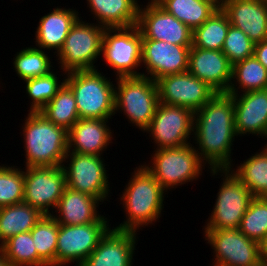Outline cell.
<instances>
[{
    "label": "cell",
    "mask_w": 267,
    "mask_h": 266,
    "mask_svg": "<svg viewBox=\"0 0 267 266\" xmlns=\"http://www.w3.org/2000/svg\"><path fill=\"white\" fill-rule=\"evenodd\" d=\"M46 51L34 46L26 47L17 52L13 58V66L18 77L22 80L41 77L47 75L54 68L51 64L49 56Z\"/></svg>",
    "instance_id": "836d02e7"
},
{
    "label": "cell",
    "mask_w": 267,
    "mask_h": 266,
    "mask_svg": "<svg viewBox=\"0 0 267 266\" xmlns=\"http://www.w3.org/2000/svg\"><path fill=\"white\" fill-rule=\"evenodd\" d=\"M194 114L188 108L159 102L144 132L149 133L154 144H157H155L156 149L188 145L190 144L189 137L193 135Z\"/></svg>",
    "instance_id": "8fae6325"
},
{
    "label": "cell",
    "mask_w": 267,
    "mask_h": 266,
    "mask_svg": "<svg viewBox=\"0 0 267 266\" xmlns=\"http://www.w3.org/2000/svg\"><path fill=\"white\" fill-rule=\"evenodd\" d=\"M231 172L248 188L254 197H267V150L252 154Z\"/></svg>",
    "instance_id": "f546056e"
},
{
    "label": "cell",
    "mask_w": 267,
    "mask_h": 266,
    "mask_svg": "<svg viewBox=\"0 0 267 266\" xmlns=\"http://www.w3.org/2000/svg\"><path fill=\"white\" fill-rule=\"evenodd\" d=\"M59 224L51 215H43L30 230L38 256L48 265L56 266Z\"/></svg>",
    "instance_id": "d6a6232c"
},
{
    "label": "cell",
    "mask_w": 267,
    "mask_h": 266,
    "mask_svg": "<svg viewBox=\"0 0 267 266\" xmlns=\"http://www.w3.org/2000/svg\"><path fill=\"white\" fill-rule=\"evenodd\" d=\"M63 162L68 188L91 195L102 203L107 200L110 183L102 156L67 152Z\"/></svg>",
    "instance_id": "7c38bea8"
},
{
    "label": "cell",
    "mask_w": 267,
    "mask_h": 266,
    "mask_svg": "<svg viewBox=\"0 0 267 266\" xmlns=\"http://www.w3.org/2000/svg\"><path fill=\"white\" fill-rule=\"evenodd\" d=\"M192 31L200 27L219 7L221 0H154Z\"/></svg>",
    "instance_id": "484cf974"
},
{
    "label": "cell",
    "mask_w": 267,
    "mask_h": 266,
    "mask_svg": "<svg viewBox=\"0 0 267 266\" xmlns=\"http://www.w3.org/2000/svg\"><path fill=\"white\" fill-rule=\"evenodd\" d=\"M254 46L250 38L240 29L230 25L225 38L222 52L233 66L254 55Z\"/></svg>",
    "instance_id": "74e56055"
},
{
    "label": "cell",
    "mask_w": 267,
    "mask_h": 266,
    "mask_svg": "<svg viewBox=\"0 0 267 266\" xmlns=\"http://www.w3.org/2000/svg\"><path fill=\"white\" fill-rule=\"evenodd\" d=\"M192 146L190 143L175 148L156 149L151 155V166L146 165V162L143 164L166 192L168 189L193 182L202 175L205 164Z\"/></svg>",
    "instance_id": "8992f818"
},
{
    "label": "cell",
    "mask_w": 267,
    "mask_h": 266,
    "mask_svg": "<svg viewBox=\"0 0 267 266\" xmlns=\"http://www.w3.org/2000/svg\"><path fill=\"white\" fill-rule=\"evenodd\" d=\"M141 51L142 35L137 25L104 30L101 54L116 78L142 76L135 70L141 66Z\"/></svg>",
    "instance_id": "9c48e42d"
},
{
    "label": "cell",
    "mask_w": 267,
    "mask_h": 266,
    "mask_svg": "<svg viewBox=\"0 0 267 266\" xmlns=\"http://www.w3.org/2000/svg\"><path fill=\"white\" fill-rule=\"evenodd\" d=\"M261 251H262V263H263V266H267V238L261 244Z\"/></svg>",
    "instance_id": "ab89813d"
},
{
    "label": "cell",
    "mask_w": 267,
    "mask_h": 266,
    "mask_svg": "<svg viewBox=\"0 0 267 266\" xmlns=\"http://www.w3.org/2000/svg\"><path fill=\"white\" fill-rule=\"evenodd\" d=\"M136 234L110 227L80 266H132L137 245Z\"/></svg>",
    "instance_id": "ac0fdd59"
},
{
    "label": "cell",
    "mask_w": 267,
    "mask_h": 266,
    "mask_svg": "<svg viewBox=\"0 0 267 266\" xmlns=\"http://www.w3.org/2000/svg\"><path fill=\"white\" fill-rule=\"evenodd\" d=\"M135 169L120 197L126 220L113 227L116 230L138 232L141 227L154 224L164 208L166 191L144 165Z\"/></svg>",
    "instance_id": "7a4b0ae2"
},
{
    "label": "cell",
    "mask_w": 267,
    "mask_h": 266,
    "mask_svg": "<svg viewBox=\"0 0 267 266\" xmlns=\"http://www.w3.org/2000/svg\"><path fill=\"white\" fill-rule=\"evenodd\" d=\"M194 147L200 160L209 169H230L231 151L235 140L233 95L217 92L194 114ZM205 161V162H204ZM210 166V167H209Z\"/></svg>",
    "instance_id": "6da1fadb"
},
{
    "label": "cell",
    "mask_w": 267,
    "mask_h": 266,
    "mask_svg": "<svg viewBox=\"0 0 267 266\" xmlns=\"http://www.w3.org/2000/svg\"><path fill=\"white\" fill-rule=\"evenodd\" d=\"M210 173L212 176L221 173L223 183L204 230L239 229L254 196L230 169H210Z\"/></svg>",
    "instance_id": "ba28073f"
},
{
    "label": "cell",
    "mask_w": 267,
    "mask_h": 266,
    "mask_svg": "<svg viewBox=\"0 0 267 266\" xmlns=\"http://www.w3.org/2000/svg\"><path fill=\"white\" fill-rule=\"evenodd\" d=\"M254 56L267 69V40L255 44Z\"/></svg>",
    "instance_id": "f35d334b"
},
{
    "label": "cell",
    "mask_w": 267,
    "mask_h": 266,
    "mask_svg": "<svg viewBox=\"0 0 267 266\" xmlns=\"http://www.w3.org/2000/svg\"><path fill=\"white\" fill-rule=\"evenodd\" d=\"M43 215L24 202L0 207V246L14 235L29 232Z\"/></svg>",
    "instance_id": "4316f807"
},
{
    "label": "cell",
    "mask_w": 267,
    "mask_h": 266,
    "mask_svg": "<svg viewBox=\"0 0 267 266\" xmlns=\"http://www.w3.org/2000/svg\"><path fill=\"white\" fill-rule=\"evenodd\" d=\"M60 82L59 76L52 70L47 75L25 80L26 94L31 98L28 111L39 112L58 92L65 83V76Z\"/></svg>",
    "instance_id": "d590c367"
},
{
    "label": "cell",
    "mask_w": 267,
    "mask_h": 266,
    "mask_svg": "<svg viewBox=\"0 0 267 266\" xmlns=\"http://www.w3.org/2000/svg\"><path fill=\"white\" fill-rule=\"evenodd\" d=\"M80 19L71 27L62 49L56 54L65 76L71 71L96 69L94 63L101 55L106 28Z\"/></svg>",
    "instance_id": "52a82bcc"
},
{
    "label": "cell",
    "mask_w": 267,
    "mask_h": 266,
    "mask_svg": "<svg viewBox=\"0 0 267 266\" xmlns=\"http://www.w3.org/2000/svg\"><path fill=\"white\" fill-rule=\"evenodd\" d=\"M100 202L91 195L66 187L54 209L56 214L51 213L50 215L56 219L59 225L75 226L93 222H109L97 211Z\"/></svg>",
    "instance_id": "603a6c76"
},
{
    "label": "cell",
    "mask_w": 267,
    "mask_h": 266,
    "mask_svg": "<svg viewBox=\"0 0 267 266\" xmlns=\"http://www.w3.org/2000/svg\"><path fill=\"white\" fill-rule=\"evenodd\" d=\"M188 72L216 92H227L232 78V65L222 51L191 47Z\"/></svg>",
    "instance_id": "44dd1931"
},
{
    "label": "cell",
    "mask_w": 267,
    "mask_h": 266,
    "mask_svg": "<svg viewBox=\"0 0 267 266\" xmlns=\"http://www.w3.org/2000/svg\"><path fill=\"white\" fill-rule=\"evenodd\" d=\"M39 112L67 131L80 119L74 94L66 83Z\"/></svg>",
    "instance_id": "4dcf8cb0"
},
{
    "label": "cell",
    "mask_w": 267,
    "mask_h": 266,
    "mask_svg": "<svg viewBox=\"0 0 267 266\" xmlns=\"http://www.w3.org/2000/svg\"><path fill=\"white\" fill-rule=\"evenodd\" d=\"M0 266H11L10 262L4 255V253L0 250Z\"/></svg>",
    "instance_id": "60d3db41"
},
{
    "label": "cell",
    "mask_w": 267,
    "mask_h": 266,
    "mask_svg": "<svg viewBox=\"0 0 267 266\" xmlns=\"http://www.w3.org/2000/svg\"><path fill=\"white\" fill-rule=\"evenodd\" d=\"M24 171L15 166L0 165V207L23 202Z\"/></svg>",
    "instance_id": "8d00e7d4"
},
{
    "label": "cell",
    "mask_w": 267,
    "mask_h": 266,
    "mask_svg": "<svg viewBox=\"0 0 267 266\" xmlns=\"http://www.w3.org/2000/svg\"><path fill=\"white\" fill-rule=\"evenodd\" d=\"M220 7L232 26L243 31L253 43L267 40L265 0H221Z\"/></svg>",
    "instance_id": "ffe728a7"
},
{
    "label": "cell",
    "mask_w": 267,
    "mask_h": 266,
    "mask_svg": "<svg viewBox=\"0 0 267 266\" xmlns=\"http://www.w3.org/2000/svg\"><path fill=\"white\" fill-rule=\"evenodd\" d=\"M109 119H79L68 130V152L101 156L112 143Z\"/></svg>",
    "instance_id": "7402d4cb"
},
{
    "label": "cell",
    "mask_w": 267,
    "mask_h": 266,
    "mask_svg": "<svg viewBox=\"0 0 267 266\" xmlns=\"http://www.w3.org/2000/svg\"><path fill=\"white\" fill-rule=\"evenodd\" d=\"M115 114L124 116L143 132L150 124L159 104L156 81L145 76L116 78ZM120 110V111H119Z\"/></svg>",
    "instance_id": "5b68a950"
},
{
    "label": "cell",
    "mask_w": 267,
    "mask_h": 266,
    "mask_svg": "<svg viewBox=\"0 0 267 266\" xmlns=\"http://www.w3.org/2000/svg\"><path fill=\"white\" fill-rule=\"evenodd\" d=\"M65 83L74 94L80 119H112L115 115V84L98 69L66 74Z\"/></svg>",
    "instance_id": "277c9868"
},
{
    "label": "cell",
    "mask_w": 267,
    "mask_h": 266,
    "mask_svg": "<svg viewBox=\"0 0 267 266\" xmlns=\"http://www.w3.org/2000/svg\"><path fill=\"white\" fill-rule=\"evenodd\" d=\"M108 222L83 225H59L56 249V266L76 262L80 266L110 229Z\"/></svg>",
    "instance_id": "5bb4252c"
},
{
    "label": "cell",
    "mask_w": 267,
    "mask_h": 266,
    "mask_svg": "<svg viewBox=\"0 0 267 266\" xmlns=\"http://www.w3.org/2000/svg\"><path fill=\"white\" fill-rule=\"evenodd\" d=\"M25 118V167L62 166L68 152V131L40 112L29 111Z\"/></svg>",
    "instance_id": "3957f363"
},
{
    "label": "cell",
    "mask_w": 267,
    "mask_h": 266,
    "mask_svg": "<svg viewBox=\"0 0 267 266\" xmlns=\"http://www.w3.org/2000/svg\"><path fill=\"white\" fill-rule=\"evenodd\" d=\"M98 25L105 28L130 27L137 24L140 5L137 0H87Z\"/></svg>",
    "instance_id": "d4e9b609"
},
{
    "label": "cell",
    "mask_w": 267,
    "mask_h": 266,
    "mask_svg": "<svg viewBox=\"0 0 267 266\" xmlns=\"http://www.w3.org/2000/svg\"><path fill=\"white\" fill-rule=\"evenodd\" d=\"M11 266H48L39 256L31 231L10 237L1 246Z\"/></svg>",
    "instance_id": "1f68e13d"
},
{
    "label": "cell",
    "mask_w": 267,
    "mask_h": 266,
    "mask_svg": "<svg viewBox=\"0 0 267 266\" xmlns=\"http://www.w3.org/2000/svg\"><path fill=\"white\" fill-rule=\"evenodd\" d=\"M139 7L137 26L142 39L162 40L179 46H192L193 31L166 12L154 0Z\"/></svg>",
    "instance_id": "2e32d148"
},
{
    "label": "cell",
    "mask_w": 267,
    "mask_h": 266,
    "mask_svg": "<svg viewBox=\"0 0 267 266\" xmlns=\"http://www.w3.org/2000/svg\"><path fill=\"white\" fill-rule=\"evenodd\" d=\"M238 89L243 93L267 89V69L254 55L232 66L231 83L226 93L238 94Z\"/></svg>",
    "instance_id": "83f0119b"
},
{
    "label": "cell",
    "mask_w": 267,
    "mask_h": 266,
    "mask_svg": "<svg viewBox=\"0 0 267 266\" xmlns=\"http://www.w3.org/2000/svg\"><path fill=\"white\" fill-rule=\"evenodd\" d=\"M191 47L142 39L141 65L145 66L148 74L142 73V76L156 81L166 75L187 72Z\"/></svg>",
    "instance_id": "e0dca14e"
},
{
    "label": "cell",
    "mask_w": 267,
    "mask_h": 266,
    "mask_svg": "<svg viewBox=\"0 0 267 266\" xmlns=\"http://www.w3.org/2000/svg\"><path fill=\"white\" fill-rule=\"evenodd\" d=\"M239 230L262 244L267 238V197H254L244 213Z\"/></svg>",
    "instance_id": "e575fe53"
},
{
    "label": "cell",
    "mask_w": 267,
    "mask_h": 266,
    "mask_svg": "<svg viewBox=\"0 0 267 266\" xmlns=\"http://www.w3.org/2000/svg\"><path fill=\"white\" fill-rule=\"evenodd\" d=\"M156 84L159 102L185 107L194 113L217 93L188 71L160 77Z\"/></svg>",
    "instance_id": "9a60e30c"
},
{
    "label": "cell",
    "mask_w": 267,
    "mask_h": 266,
    "mask_svg": "<svg viewBox=\"0 0 267 266\" xmlns=\"http://www.w3.org/2000/svg\"><path fill=\"white\" fill-rule=\"evenodd\" d=\"M24 170L23 202L37 208L44 215H50V210L53 213L67 187L63 167H25Z\"/></svg>",
    "instance_id": "4fadbf2b"
},
{
    "label": "cell",
    "mask_w": 267,
    "mask_h": 266,
    "mask_svg": "<svg viewBox=\"0 0 267 266\" xmlns=\"http://www.w3.org/2000/svg\"><path fill=\"white\" fill-rule=\"evenodd\" d=\"M231 95L234 99L236 134L267 138V89Z\"/></svg>",
    "instance_id": "d6986e66"
},
{
    "label": "cell",
    "mask_w": 267,
    "mask_h": 266,
    "mask_svg": "<svg viewBox=\"0 0 267 266\" xmlns=\"http://www.w3.org/2000/svg\"><path fill=\"white\" fill-rule=\"evenodd\" d=\"M79 12L75 9L58 8V6L42 16L35 32V45L44 51L56 50L58 54L62 49L71 27L79 19Z\"/></svg>",
    "instance_id": "cb8c5ba5"
},
{
    "label": "cell",
    "mask_w": 267,
    "mask_h": 266,
    "mask_svg": "<svg viewBox=\"0 0 267 266\" xmlns=\"http://www.w3.org/2000/svg\"><path fill=\"white\" fill-rule=\"evenodd\" d=\"M230 25L227 14L219 7L200 27L193 30L192 47L222 51Z\"/></svg>",
    "instance_id": "f1b7e54d"
},
{
    "label": "cell",
    "mask_w": 267,
    "mask_h": 266,
    "mask_svg": "<svg viewBox=\"0 0 267 266\" xmlns=\"http://www.w3.org/2000/svg\"><path fill=\"white\" fill-rule=\"evenodd\" d=\"M203 233L214 250L213 266H263L261 244L239 229L204 230Z\"/></svg>",
    "instance_id": "30bf717a"
}]
</instances>
